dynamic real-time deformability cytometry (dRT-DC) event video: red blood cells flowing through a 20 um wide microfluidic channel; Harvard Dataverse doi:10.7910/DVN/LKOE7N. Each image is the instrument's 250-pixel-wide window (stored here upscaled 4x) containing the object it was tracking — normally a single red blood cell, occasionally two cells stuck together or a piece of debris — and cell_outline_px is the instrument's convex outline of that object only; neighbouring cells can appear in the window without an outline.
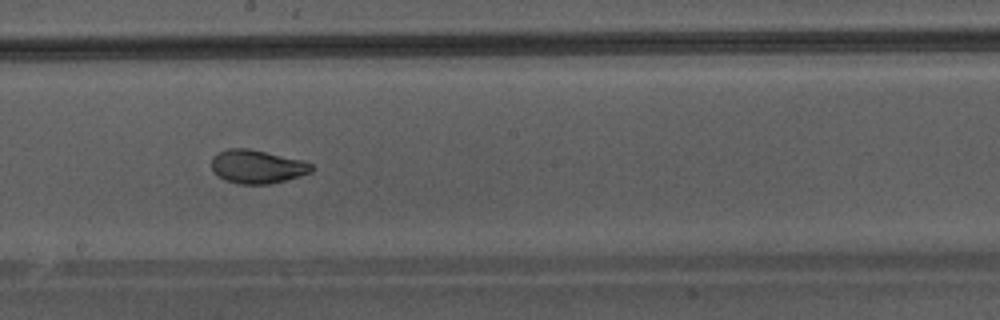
{"species": "Egyptian fruit bat (a non-hibernating species)", "species_latin": "Rousettus aegyptiacus", "temperature_condition": "warm", "stored_images_in_passage": 48, "camera_frame_rate_fps": 3000, "um_per_image_px": 0.085, "animal": {"sex": "male"}, "frame": {"image": 1, "passage_image": 28, "time_ms": 9.0, "image_size_px": [1000, 320], "cell_outline_px": [[316, 168], [312, 172], [300, 176], [268, 184], [240, 184], [224, 180], [216, 176], [212, 168], [212, 156], [216, 152], [228, 148], [248, 148], [300, 160], [312, 164]], "centroid_in_image_um": [21.82, 14.16], "position_along_channel_um": 226.4, "area_um2": 19.59}}